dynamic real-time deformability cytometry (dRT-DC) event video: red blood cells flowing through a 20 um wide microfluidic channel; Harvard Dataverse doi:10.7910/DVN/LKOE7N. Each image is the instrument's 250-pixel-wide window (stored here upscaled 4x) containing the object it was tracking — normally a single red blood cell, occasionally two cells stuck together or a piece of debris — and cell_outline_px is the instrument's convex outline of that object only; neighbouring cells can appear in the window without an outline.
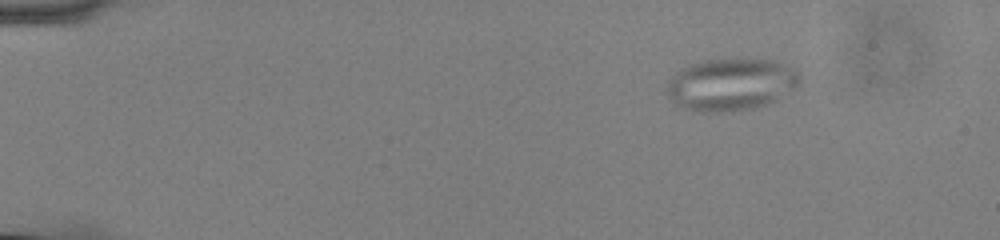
{"species": "common noctule bat (a hibernating species)", "species_latin": "Nyctalus noctula", "temperature_condition": "cold", "stored_images_in_passage": 56, "camera_frame_rate_fps": 3000, "um_per_image_px": 0.085, "animal": {"sex": "male", "body_mass_g": 13.0, "forearm_length_mm": 53.1}, "frame": {"image": 1, "passage_image": 8, "time_ms": 2.333, "image_size_px": [1000, 240], "cell_outline_px": [[800, 84], [796, 88], [776, 100], [752, 108], [724, 112], [700, 112], [684, 108], [676, 104], [672, 100], [668, 92], [668, 84], [672, 76], [680, 68], [688, 64], [704, 60], [736, 56], [740, 56], [776, 60], [796, 68], [800, 76]], "centroid_in_image_um": [62.18, 7.12], "position_along_channel_um": 22.8, "area_um2": 41.44}}
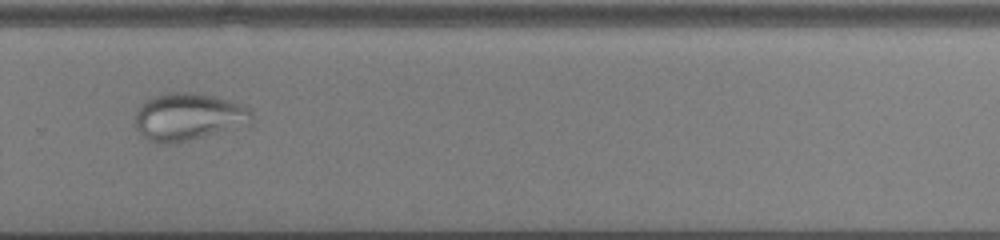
{"frame": {"image": 2, "passage_image": 40, "time_ms": 13.0, "image_size_px": [1000, 240], "cell_outline_px": [[252, 124], [172, 144], [160, 144], [148, 140], [140, 136], [132, 120], [136, 108], [140, 104], [152, 96], [168, 92], [196, 92], [216, 96], [240, 104], [248, 108], [252, 112]], "centroid_in_image_um": [15.94, 9.92], "position_along_channel_um": 313.9, "area_um2": 32.89}}
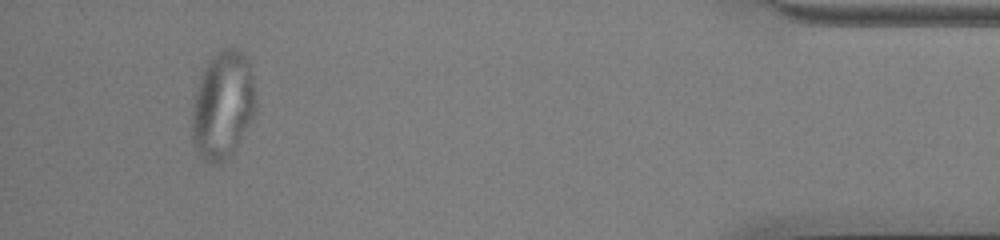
{"frame": {"image": 3, "passage_image": 53, "time_ms": 17.333, "image_size_px": [1000, 240], "cell_outline_px": [[256, 108], [236, 148], [220, 164], [212, 164], [204, 160], [192, 144], [192, 104], [196, 88], [204, 68], [208, 60], [216, 52], [224, 48], [240, 48], [248, 60], [252, 76], [256, 104]], "centroid_in_image_um": [18.91, 8.92], "position_along_channel_um": 416.3, "area_um2": 40.06}}